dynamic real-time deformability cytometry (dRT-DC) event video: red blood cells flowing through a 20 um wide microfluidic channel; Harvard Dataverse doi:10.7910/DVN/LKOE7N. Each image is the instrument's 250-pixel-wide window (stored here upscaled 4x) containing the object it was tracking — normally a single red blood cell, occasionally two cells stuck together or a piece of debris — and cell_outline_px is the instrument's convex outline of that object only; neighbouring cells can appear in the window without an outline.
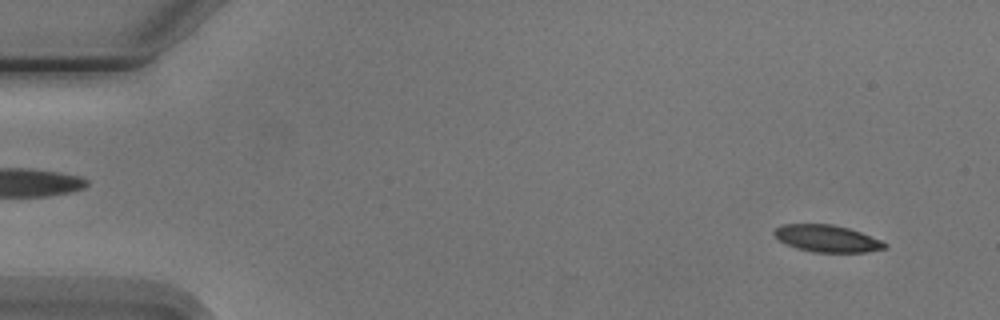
{"species": "Egyptian fruit bat (a non-hibernating species)", "species_latin": "Rousettus aegyptiacus", "temperature_condition": "cold", "stored_images_in_passage": 6, "segment_of_instrument_passage": [1, 2], "camera_frame_rate_fps": 3000, "um_per_image_px": 0.085, "animal": {"sex": "male"}, "frame": {"image": 1, "passage_image": 2, "time_ms": 1.0, "image_size_px": [1000, 320], "cell_outline_px": [[888, 248], [868, 252], [812, 252], [796, 248], [780, 240], [772, 232], [776, 228], [784, 224], [832, 224], [848, 228], [860, 232], [880, 240], [888, 244]], "centroid_in_image_um": [70.33, 20.28], "position_along_channel_um": 14.7, "area_um2": 17.28}}
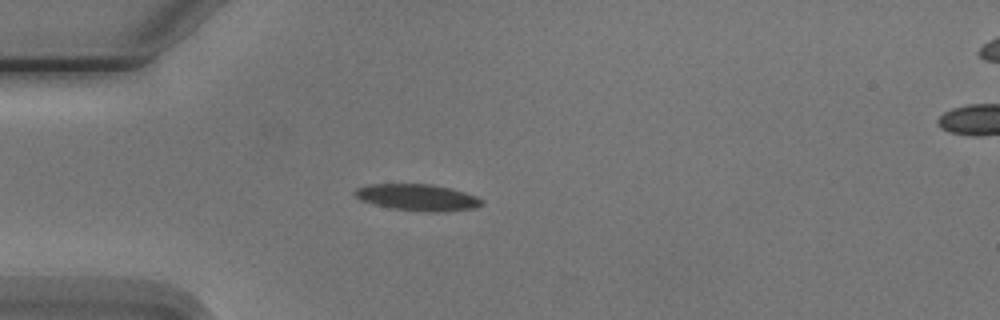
{"frame": {"image": 2, "passage_image": 5, "time_ms": 4.667, "image_size_px": [1000, 320], "cell_outline_px": [[484, 204], [476, 208], [444, 212], [424, 212], [392, 208], [360, 200], [352, 192], [356, 188], [368, 184], [432, 184], [452, 188], [476, 196], [484, 200]], "centroid_in_image_um": [35.53, 16.78], "position_along_channel_um": 49.5, "area_um2": 19.83}}